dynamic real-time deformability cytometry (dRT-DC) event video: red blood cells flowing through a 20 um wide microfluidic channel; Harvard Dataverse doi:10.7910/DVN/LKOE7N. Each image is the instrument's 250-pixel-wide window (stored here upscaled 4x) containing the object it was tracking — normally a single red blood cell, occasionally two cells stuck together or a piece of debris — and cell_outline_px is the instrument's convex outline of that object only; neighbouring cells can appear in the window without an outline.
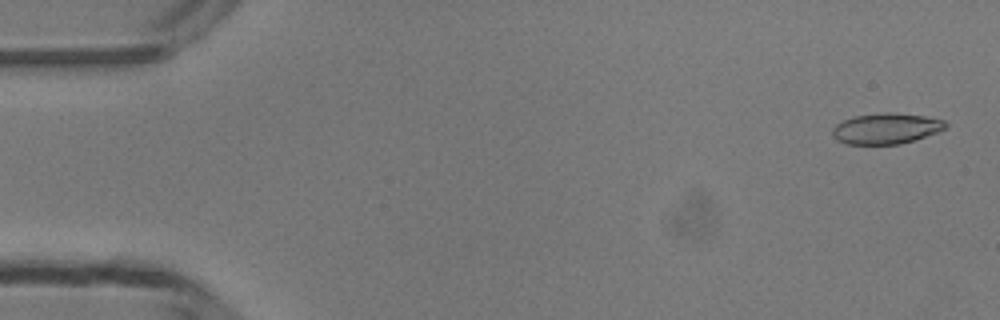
{"species": "common noctule bat (a hibernating species)", "species_latin": "Nyctalus noctula", "temperature_condition": "room temperature", "stored_images_in_passage": 12, "camera_frame_rate_fps": 3000, "um_per_image_px": 0.085, "animal": {"sex": "male", "body_mass_g": 13.3}, "frame": {"image": 1, "passage_image": 2, "time_ms": 0.333, "image_size_px": [1000, 320], "cell_outline_px": [[948, 124], [944, 128], [936, 132], [900, 144], [848, 144], [836, 140], [832, 136], [832, 128], [836, 124], [844, 120], [856, 116], [888, 112], [924, 116], [944, 120]], "centroid_in_image_um": [75.28, 10.93], "position_along_channel_um": 9.7, "area_um2": 19.94}}